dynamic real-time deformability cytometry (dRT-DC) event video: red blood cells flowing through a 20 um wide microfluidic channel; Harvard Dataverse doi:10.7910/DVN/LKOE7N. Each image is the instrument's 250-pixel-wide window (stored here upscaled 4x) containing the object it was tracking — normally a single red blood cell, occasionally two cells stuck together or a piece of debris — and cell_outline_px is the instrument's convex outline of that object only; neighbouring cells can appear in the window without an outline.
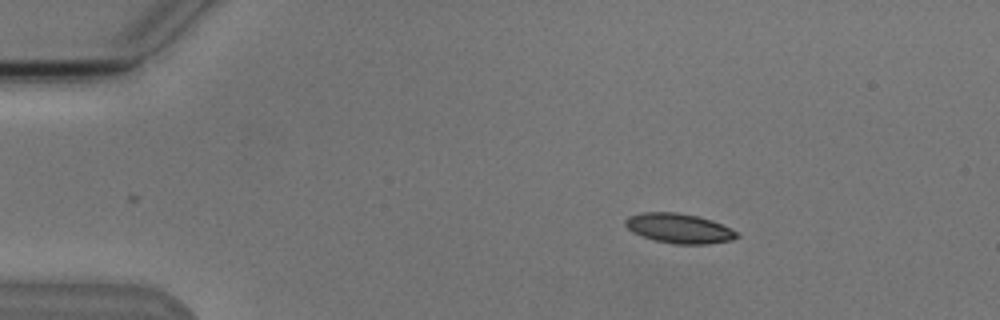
{"species": "Egyptian fruit bat (a non-hibernating species)", "species_latin": "Rousettus aegyptiacus", "temperature_condition": "cold", "stored_images_in_passage": 7, "camera_frame_rate_fps": 3000, "um_per_image_px": 0.085, "animal": {"sex": "male"}, "frame": {"image": 1, "passage_image": 2, "time_ms": 1.333, "image_size_px": [1000, 320], "cell_outline_px": [[740, 236], [732, 240], [708, 244], [676, 244], [656, 240], [632, 232], [624, 224], [624, 220], [628, 216], [640, 212], [676, 212], [696, 216], [712, 220], [736, 232]], "centroid_in_image_um": [57.69, 19.4], "position_along_channel_um": 27.3, "area_um2": 19.13}}
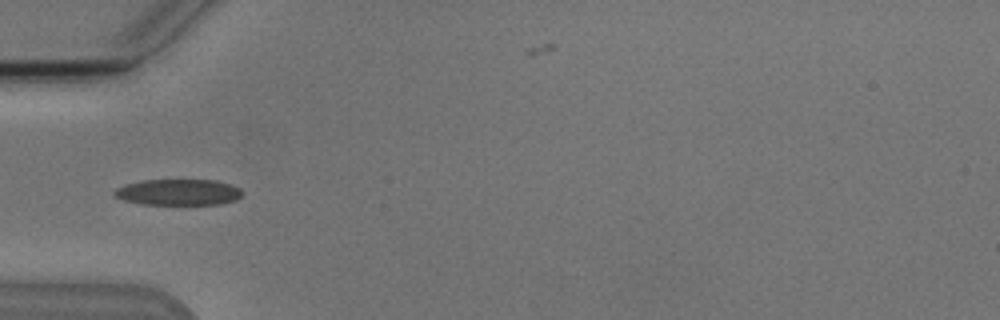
{"frame": {"image": 2, "passage_image": 4, "time_ms": 4.333, "image_size_px": [1000, 320], "cell_outline_px": [[244, 196], [236, 200], [220, 204], [140, 204], [124, 200], [112, 196], [112, 192], [116, 188], [124, 184], [144, 180], [216, 180], [232, 184], [240, 188], [244, 192]], "centroid_in_image_um": [15.18, 16.33], "position_along_channel_um": 69.8, "area_um2": 19.77}}
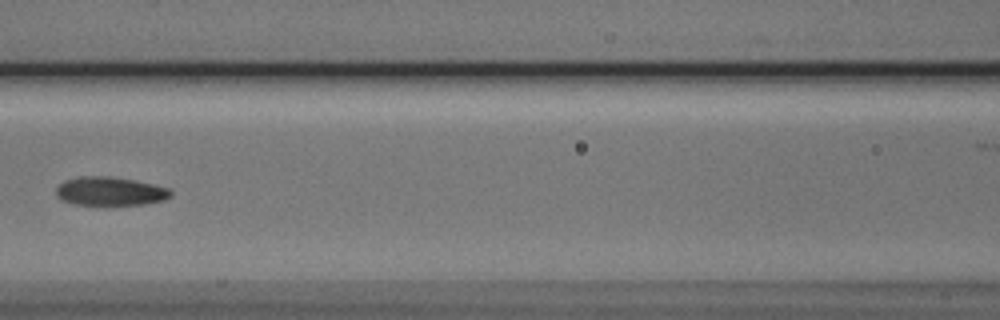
{"frame": {"image": 3, "passage_image": 6, "time_ms": 6.667, "image_size_px": [1000, 320], "cell_outline_px": [[172, 196], [164, 200], [144, 204], [72, 204], [60, 200], [56, 196], [56, 188], [64, 180], [80, 176], [108, 176], [132, 180], [152, 184], [168, 188], [172, 192]], "centroid_in_image_um": [9.32, 16.25], "position_along_channel_um": 157.3, "area_um2": 19.02}}